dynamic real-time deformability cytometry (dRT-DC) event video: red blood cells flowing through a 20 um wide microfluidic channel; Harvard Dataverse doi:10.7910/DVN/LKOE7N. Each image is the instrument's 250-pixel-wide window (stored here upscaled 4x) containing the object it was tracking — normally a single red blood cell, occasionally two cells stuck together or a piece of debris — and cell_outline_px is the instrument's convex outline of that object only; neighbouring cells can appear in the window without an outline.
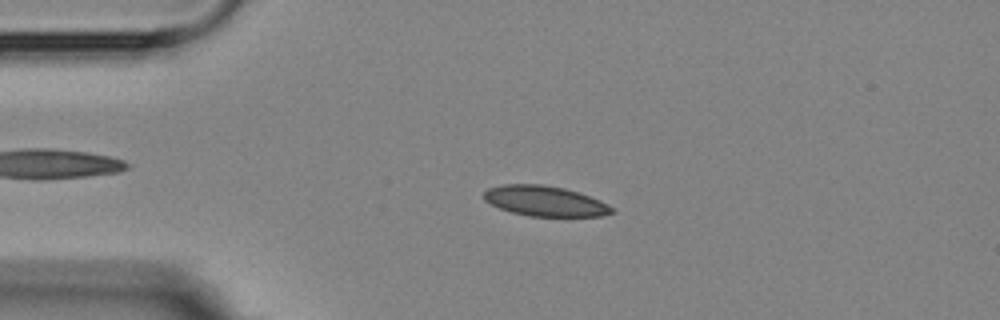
{"species": "Egyptian fruit bat (a non-hibernating species)", "species_latin": "Rousettus aegyptiacus", "temperature_condition": "room temperature", "stored_images_in_passage": 4, "camera_frame_rate_fps": 3000, "um_per_image_px": 0.085, "animal": {"sex": "female"}, "frame": {"image": 1, "passage_image": 3, "time_ms": 2.333, "image_size_px": [1000, 320], "cell_outline_px": [[616, 212], [600, 216], [528, 216], [512, 212], [500, 208], [484, 200], [484, 192], [488, 188], [504, 184], [540, 184], [564, 188], [600, 200], [616, 208]], "centroid_in_image_um": [46.34, 17.09], "position_along_channel_um": 38.7, "area_um2": 22.48}}